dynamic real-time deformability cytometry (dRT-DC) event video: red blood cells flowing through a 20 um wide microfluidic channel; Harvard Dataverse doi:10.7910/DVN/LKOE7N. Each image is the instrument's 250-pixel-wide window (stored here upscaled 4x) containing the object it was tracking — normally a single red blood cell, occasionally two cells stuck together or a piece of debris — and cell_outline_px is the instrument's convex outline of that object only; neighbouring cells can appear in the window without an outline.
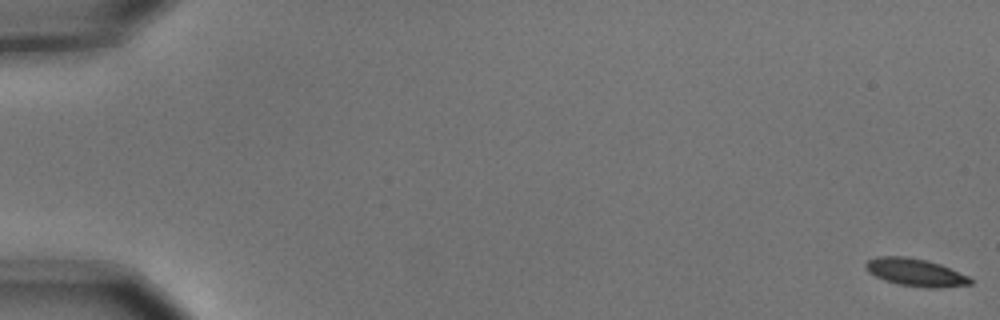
{"species": "common noctule bat (a hibernating species)", "species_latin": "Nyctalus noctula", "temperature_condition": "cold", "stored_images_in_passage": 5, "camera_frame_rate_fps": 3000, "um_per_image_px": 0.085, "animal": {"sex": "male", "body_mass_g": 15.6}, "frame": {"image": 1, "passage_image": 1, "time_ms": 0.0, "image_size_px": [1000, 320], "cell_outline_px": [[972, 284], [940, 288], [928, 288], [900, 284], [884, 280], [868, 272], [864, 268], [864, 264], [868, 260], [876, 256], [904, 256], [924, 260], [940, 264], [968, 276], [972, 280]], "centroid_in_image_um": [77.79, 23.15], "position_along_channel_um": 7.2, "area_um2": 16.76}}
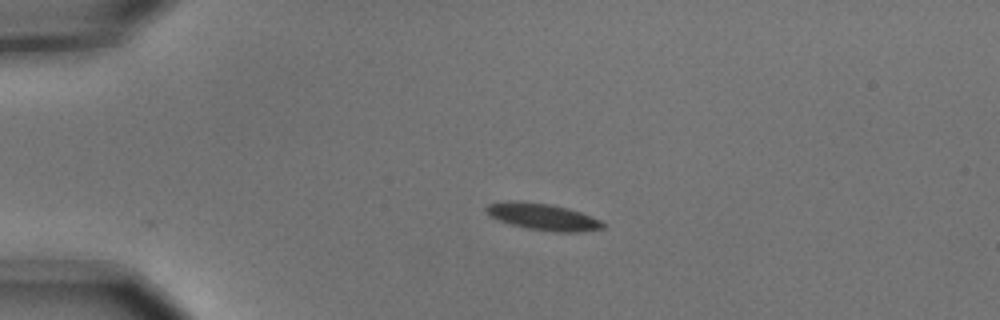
{"frame": {"image": 2, "passage_image": 4, "time_ms": 1.0, "image_size_px": [1000, 320], "cell_outline_px": [[604, 228], [580, 232], [556, 232], [528, 228], [512, 224], [500, 220], [492, 216], [484, 208], [488, 204], [512, 200], [548, 204], [568, 208], [580, 212], [600, 220], [604, 224]], "centroid_in_image_um": [46.17, 18.42], "position_along_channel_um": 38.8, "area_um2": 17.74}}